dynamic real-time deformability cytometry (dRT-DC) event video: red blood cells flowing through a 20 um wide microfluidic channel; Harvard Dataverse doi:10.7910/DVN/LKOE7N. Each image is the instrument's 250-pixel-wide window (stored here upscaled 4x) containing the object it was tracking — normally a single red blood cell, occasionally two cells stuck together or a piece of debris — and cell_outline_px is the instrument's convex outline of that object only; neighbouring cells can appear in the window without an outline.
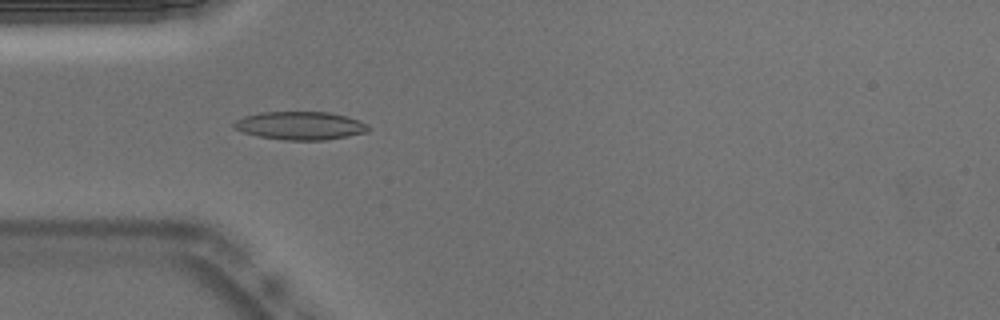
{"species": "Egyptian fruit bat (a non-hibernating species)", "species_latin": "Rousettus aegyptiacus", "temperature_condition": "warm", "stored_images_in_passage": 51, "camera_frame_rate_fps": 3000, "um_per_image_px": 0.085, "animal": {"sex": "male"}, "frame": {"image": 1, "passage_image": 14, "time_ms": 4.333, "image_size_px": [1000, 320], "cell_outline_px": [[368, 132], [348, 136], [324, 140], [284, 140], [260, 136], [244, 132], [232, 128], [232, 124], [236, 120], [244, 116], [260, 112], [328, 112], [344, 116], [368, 124]], "centroid_in_image_um": [25.49, 10.68], "position_along_channel_um": 59.5, "area_um2": 21.91}}
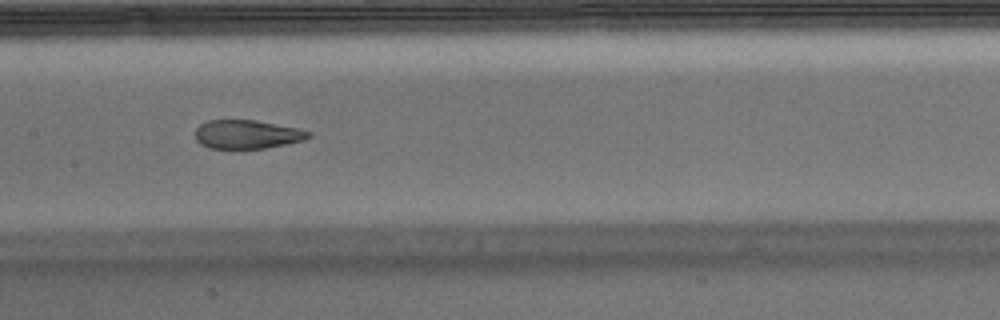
{"frame": {"image": 2, "passage_image": 24, "time_ms": 7.667, "image_size_px": [1000, 320], "cell_outline_px": [[312, 136], [304, 140], [264, 148], [208, 148], [200, 144], [196, 140], [196, 128], [200, 124], [208, 120], [256, 120], [296, 128], [312, 132]], "centroid_in_image_um": [20.99, 11.41], "position_along_channel_um": 186.4, "area_um2": 18.84}}
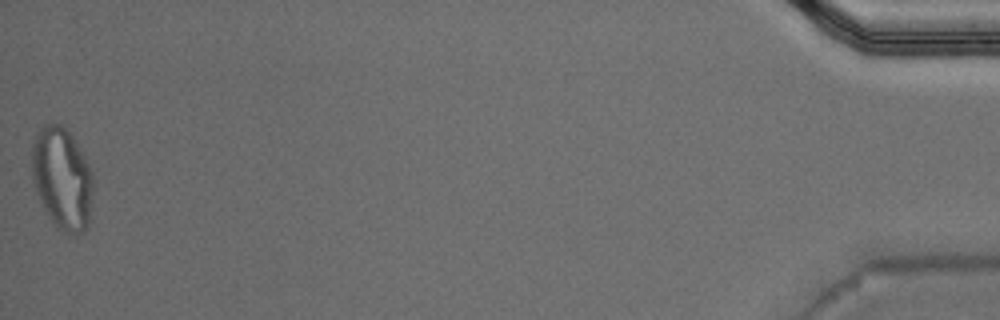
{"frame": {"image": 3, "passage_image": 51, "time_ms": 16.667, "image_size_px": [1000, 320], "cell_outline_px": [[92, 200], [88, 228], [84, 232], [72, 236], [68, 236], [56, 228], [44, 208], [36, 192], [32, 176], [32, 144], [36, 132], [44, 124], [64, 124], [80, 148], [92, 172]], "centroid_in_image_um": [5.29, 15.2], "position_along_channel_um": 429.9, "area_um2": 36.93}, "authors_computed_cell_mechanics": {"area_um2": 20.808, "velocity_mm_per_s": 3.8193, "shape_relaxation_time_tau1_ms": 8.9316, "shape_relaxation_time_tau2_ms": 1.0839, "deformation_change_tau1": 0.2951, "deformation_change_tau2": 0.0846}}